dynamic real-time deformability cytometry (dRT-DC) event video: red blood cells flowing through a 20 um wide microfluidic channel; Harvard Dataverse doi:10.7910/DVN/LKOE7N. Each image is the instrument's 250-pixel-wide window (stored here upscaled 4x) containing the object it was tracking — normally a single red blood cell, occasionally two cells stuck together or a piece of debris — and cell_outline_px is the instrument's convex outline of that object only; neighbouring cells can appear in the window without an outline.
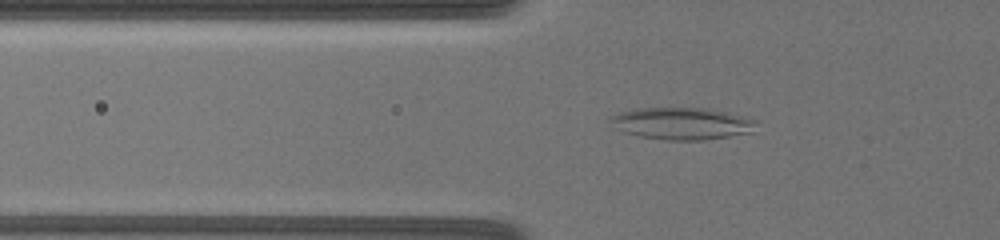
{"species": "common noctule bat (a hibernating species)", "species_latin": "Nyctalus noctula", "temperature_condition": "warm", "stored_images_in_passage": 43, "camera_frame_rate_fps": 3000, "um_per_image_px": 0.085, "animal": {"sex": "female", "body_mass_g": 19.5, "forearm_length_mm": 54.1}, "frame": {"image": 1, "passage_image": 32, "time_ms": 7.667, "image_size_px": [1000, 240], "cell_outline_px": [[760, 120], [752, 132], [704, 140], [668, 140], [636, 136], [624, 132], [608, 120], [608, 116], [620, 112], [636, 108], [712, 108]], "centroid_in_image_um": [57.99, 10.49], "position_along_channel_um": 67.8, "area_um2": 27.51}}
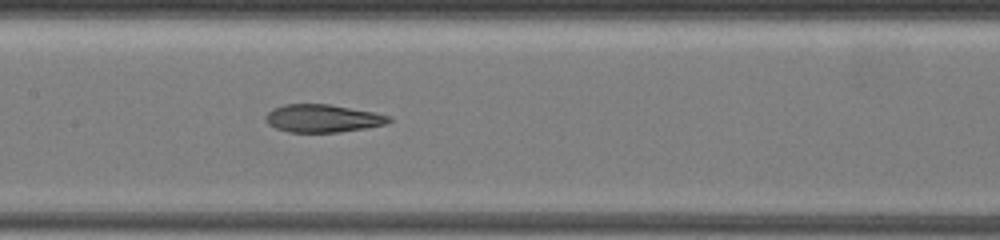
{"frame": {"image": 2, "passage_image": 39, "time_ms": 11.0, "image_size_px": [1000, 240], "cell_outline_px": [[392, 120], [384, 124], [368, 128], [340, 132], [288, 132], [276, 128], [268, 124], [264, 120], [264, 116], [272, 108], [284, 104], [328, 104], [376, 112], [392, 116]], "centroid_in_image_um": [27.43, 10.06], "position_along_channel_um": 180.0, "area_um2": 20.23}}
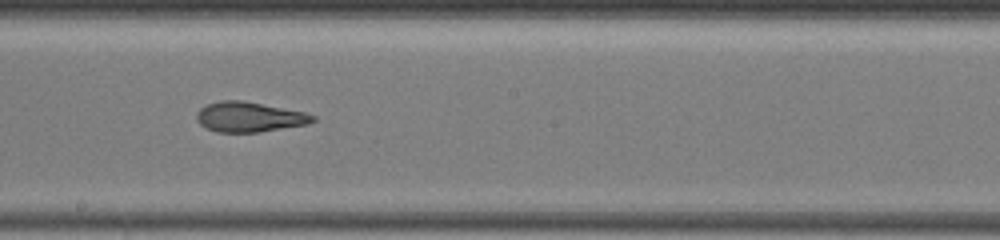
{"frame": {"image": 3, "passage_image": 42, "time_ms": 12.333, "image_size_px": [1000, 240], "cell_outline_px": [[316, 120], [308, 124], [260, 132], [216, 132], [204, 128], [196, 120], [196, 112], [200, 108], [208, 104], [220, 100], [244, 100], [304, 112], [316, 116]], "centroid_in_image_um": [21.16, 9.94], "position_along_channel_um": 227.0, "area_um2": 20.52}}